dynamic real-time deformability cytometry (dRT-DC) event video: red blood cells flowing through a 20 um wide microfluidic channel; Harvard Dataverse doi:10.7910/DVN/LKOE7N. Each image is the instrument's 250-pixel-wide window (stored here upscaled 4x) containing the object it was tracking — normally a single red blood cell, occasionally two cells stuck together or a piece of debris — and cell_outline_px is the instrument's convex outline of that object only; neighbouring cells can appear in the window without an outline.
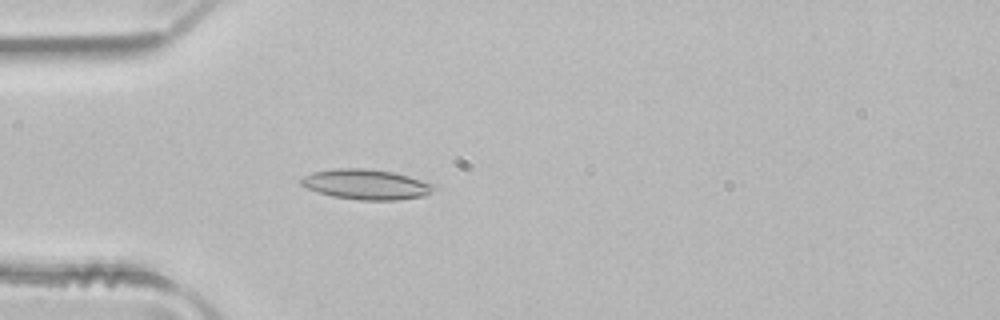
{"species": "common noctule bat (a hibernating species)", "species_latin": "Nyctalus noctula", "temperature_condition": "room temperature", "stored_images_in_passage": 3, "camera_frame_rate_fps": 3000, "um_per_image_px": 0.085, "animal": {"sex": "male", "body_mass_g": 21.5, "forearm_length_mm": 52.0}, "frame": {"image": 1, "passage_image": 3, "time_ms": 0.667, "image_size_px": [1000, 320], "cell_outline_px": [[440, 188], [424, 196], [396, 200], [360, 200], [332, 196], [308, 188], [300, 184], [300, 180], [304, 176], [312, 172], [336, 168], [364, 168], [392, 172], [440, 184]], "centroid_in_image_um": [31.23, 15.67], "position_along_channel_um": 53.8, "area_um2": 23.58}}